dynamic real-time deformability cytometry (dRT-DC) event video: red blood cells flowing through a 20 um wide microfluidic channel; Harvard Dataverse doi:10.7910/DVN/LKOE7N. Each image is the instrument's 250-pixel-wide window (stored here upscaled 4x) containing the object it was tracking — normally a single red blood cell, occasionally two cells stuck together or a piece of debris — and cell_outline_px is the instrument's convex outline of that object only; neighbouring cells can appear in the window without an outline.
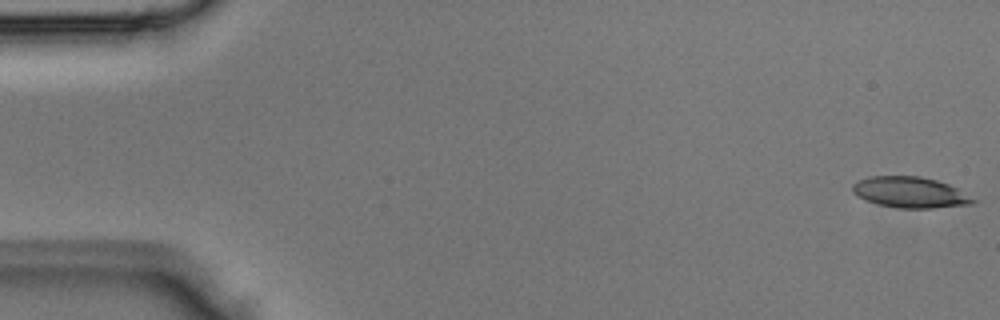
{"species": "Egyptian fruit bat (a non-hibernating species)", "species_latin": "Rousettus aegyptiacus", "temperature_condition": "room temperature", "stored_images_in_passage": 4, "camera_frame_rate_fps": 3000, "um_per_image_px": 0.085, "animal": {"sex": "male"}, "frame": {"image": 1, "passage_image": 1, "time_ms": 0.0, "image_size_px": [1000, 320], "cell_outline_px": [[980, 200], [976, 204], [932, 208], [896, 208], [864, 200], [852, 192], [852, 184], [868, 176], [920, 176], [936, 180], [948, 184]], "centroid_in_image_um": [77.4, 16.36], "position_along_channel_um": 7.6, "area_um2": 21.91}}